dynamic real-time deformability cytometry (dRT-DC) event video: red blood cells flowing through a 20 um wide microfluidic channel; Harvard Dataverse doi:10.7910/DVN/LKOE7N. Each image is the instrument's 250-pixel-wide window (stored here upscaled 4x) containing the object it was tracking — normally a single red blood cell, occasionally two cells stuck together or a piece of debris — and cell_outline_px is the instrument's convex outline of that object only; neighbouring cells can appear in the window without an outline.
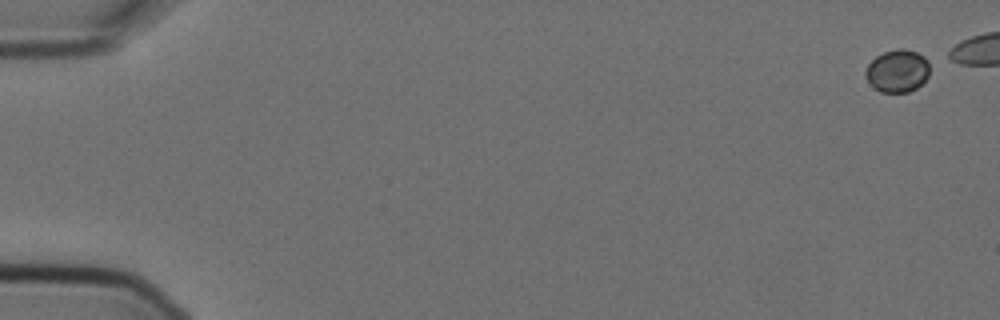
{"species": "Egyptian fruit bat (a non-hibernating species)", "species_latin": "Rousettus aegyptiacus", "temperature_condition": "cold", "stored_images_in_passage": 4, "camera_frame_rate_fps": 3000, "um_per_image_px": 0.085, "animal": {"sex": "female"}, "frame": {"image": 1, "passage_image": 1, "time_ms": 0.0, "image_size_px": [1000, 320], "cell_outline_px": [[928, 76], [916, 88], [908, 92], [880, 92], [864, 76], [864, 72], [868, 64], [876, 56], [884, 52], [896, 48], [904, 48], [916, 52], [924, 56], [928, 60]], "centroid_in_image_um": [76.27, 6.01], "position_along_channel_um": 8.7, "area_um2": 15.84}}